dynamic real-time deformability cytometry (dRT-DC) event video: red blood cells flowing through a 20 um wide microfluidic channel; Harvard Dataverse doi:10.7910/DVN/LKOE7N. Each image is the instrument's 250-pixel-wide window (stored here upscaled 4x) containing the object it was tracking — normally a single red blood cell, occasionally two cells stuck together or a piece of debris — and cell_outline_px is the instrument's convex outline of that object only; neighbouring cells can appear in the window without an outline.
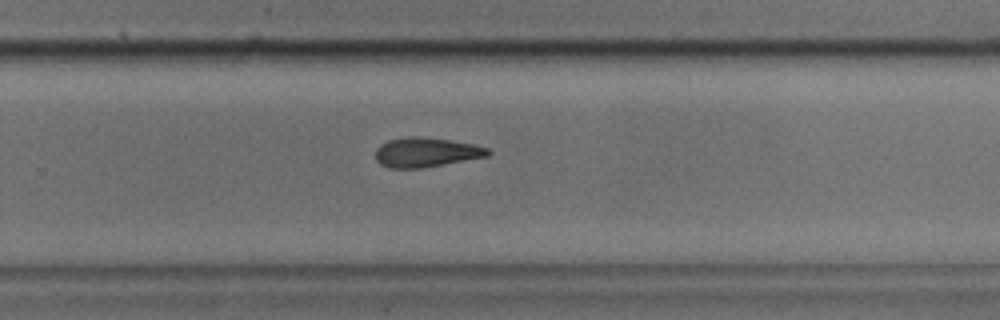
{"species": "common noctule bat (a hibernating species)", "species_latin": "Nyctalus noctula", "temperature_condition": "cold", "stored_images_in_passage": 28, "camera_frame_rate_fps": 3000, "um_per_image_px": 0.085, "animal": {"sex": "male", "body_mass_g": 17.9, "forearm_length_mm": 54.2}, "frame": {"image": 1, "passage_image": 20, "time_ms": 6.333, "image_size_px": [1000, 320], "cell_outline_px": [[492, 152], [488, 156], [420, 168], [388, 168], [380, 164], [376, 160], [376, 148], [380, 144], [388, 140], [408, 136], [420, 136], [448, 140], [472, 144], [488, 148]], "centroid_in_image_um": [36.18, 12.94], "position_along_channel_um": 293.6, "area_um2": 19.25}}